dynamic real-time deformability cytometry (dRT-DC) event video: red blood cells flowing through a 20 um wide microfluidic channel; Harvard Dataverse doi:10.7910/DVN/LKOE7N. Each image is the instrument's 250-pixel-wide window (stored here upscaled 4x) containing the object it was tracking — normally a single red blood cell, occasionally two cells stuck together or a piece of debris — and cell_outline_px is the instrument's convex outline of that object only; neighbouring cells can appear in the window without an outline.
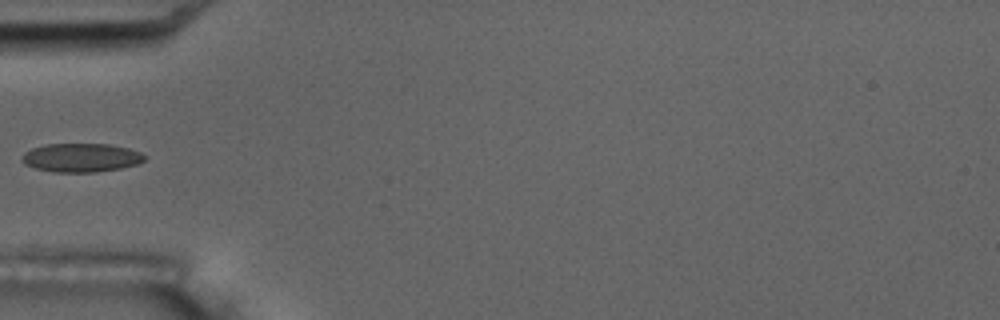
{"species": "common noctule bat (a hibernating species)", "species_latin": "Nyctalus noctula", "temperature_condition": "room temperature", "stored_images_in_passage": 5, "camera_frame_rate_fps": 3000, "um_per_image_px": 0.085, "animal": {"sex": "male", "body_mass_g": 17.5, "forearm_length_mm": 52.3}, "frame": {"image": 1, "passage_image": 5, "time_ms": 4.333, "image_size_px": [1000, 320], "cell_outline_px": [[148, 156], [144, 160], [136, 164], [120, 168], [96, 172], [56, 172], [36, 168], [24, 164], [20, 160], [20, 156], [24, 152], [32, 148], [44, 144], [108, 144], [128, 148], [140, 152]], "centroid_in_image_um": [6.87, 13.39], "position_along_channel_um": 78.1, "area_um2": 20.58}}